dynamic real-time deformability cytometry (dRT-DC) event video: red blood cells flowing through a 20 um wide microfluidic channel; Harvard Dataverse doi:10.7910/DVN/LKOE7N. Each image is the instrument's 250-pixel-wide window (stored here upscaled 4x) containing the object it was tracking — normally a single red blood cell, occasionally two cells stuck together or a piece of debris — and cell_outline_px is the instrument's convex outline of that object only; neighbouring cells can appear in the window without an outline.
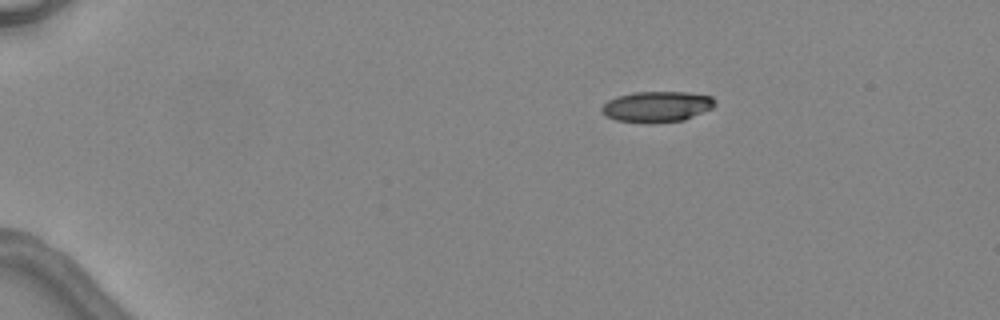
{"species": "common noctule bat (a hibernating species)", "species_latin": "Nyctalus noctula", "temperature_condition": "warm", "stored_images_in_passage": 4, "camera_frame_rate_fps": 3000, "um_per_image_px": 0.085, "animal": {"sex": "female", "body_mass_g": 24.6, "forearm_length_mm": 56.2}, "frame": {"image": 1, "passage_image": 2, "time_ms": 1.333, "image_size_px": [1000, 320], "cell_outline_px": [[716, 104], [712, 108], [684, 120], [648, 124], [616, 120], [608, 116], [600, 108], [608, 100], [616, 96], [632, 92], [688, 92], [712, 96], [716, 100]], "centroid_in_image_um": [55.86, 9.06], "position_along_channel_um": 29.1, "area_um2": 20.46}}